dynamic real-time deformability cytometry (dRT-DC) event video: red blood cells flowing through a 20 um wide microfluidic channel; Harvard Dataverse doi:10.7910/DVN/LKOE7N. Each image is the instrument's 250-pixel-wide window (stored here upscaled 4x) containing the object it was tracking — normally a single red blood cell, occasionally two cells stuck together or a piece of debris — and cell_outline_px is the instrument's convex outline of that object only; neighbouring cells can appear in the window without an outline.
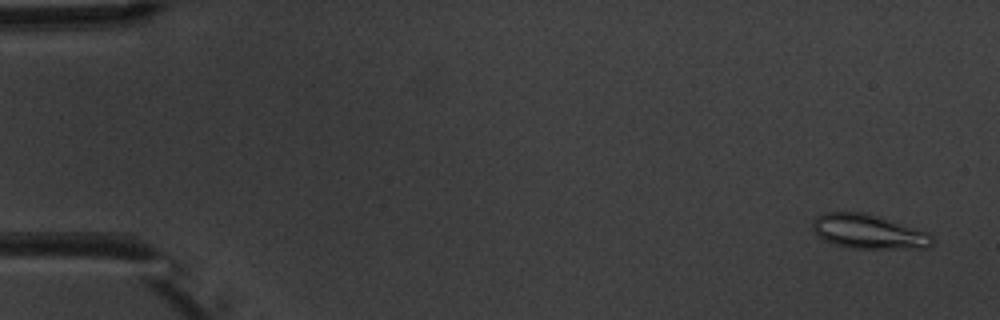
{"species": "common noctule bat (a hibernating species)", "species_latin": "Nyctalus noctula", "temperature_condition": "warm", "stored_images_in_passage": 6, "camera_frame_rate_fps": 3000, "um_per_image_px": 0.085, "animal": {"sex": "male", "body_mass_g": 20.1, "forearm_length_mm": 53.5}, "frame": {"image": 1, "passage_image": 1, "time_ms": 0.0, "image_size_px": [1000, 320], "cell_outline_px": [[936, 240], [928, 248], [848, 248], [824, 240], [812, 228], [812, 220], [816, 216], [824, 212], [864, 212], [880, 216], [928, 232]], "centroid_in_image_um": [73.84, 19.68], "position_along_channel_um": 11.2, "area_um2": 24.04}}
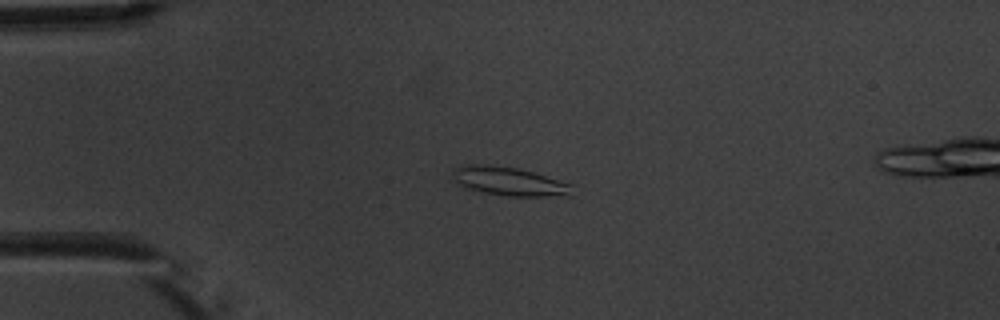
{"frame": {"image": 2, "passage_image": 4, "time_ms": 3.667, "image_size_px": [1000, 320], "cell_outline_px": [[572, 196], [508, 196], [484, 192], [468, 188], [460, 184], [452, 176], [452, 172], [456, 168], [464, 164], [484, 164], [516, 168], [532, 172], [572, 184]], "centroid_in_image_um": [43.3, 15.42], "position_along_channel_um": 41.7, "area_um2": 19.71}}